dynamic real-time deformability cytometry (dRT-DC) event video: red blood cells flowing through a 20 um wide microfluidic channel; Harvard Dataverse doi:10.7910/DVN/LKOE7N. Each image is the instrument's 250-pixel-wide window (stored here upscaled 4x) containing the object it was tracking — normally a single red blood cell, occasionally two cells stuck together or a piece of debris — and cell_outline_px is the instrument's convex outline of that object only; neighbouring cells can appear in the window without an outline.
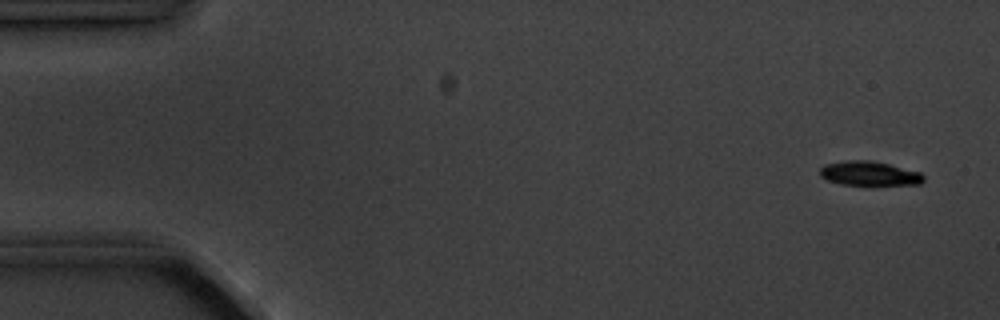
{"species": "common noctule bat (a hibernating species)", "species_latin": "Nyctalus noctula", "temperature_condition": "cold", "stored_images_in_passage": 5, "camera_frame_rate_fps": 3000, "um_per_image_px": 0.085, "animal": {"sex": "male", "body_mass_g": 20.1, "forearm_length_mm": 53.5}, "frame": {"image": 1, "passage_image": 1, "time_ms": 0.0, "image_size_px": [1000, 320], "cell_outline_px": [[924, 180], [920, 184], [840, 184], [828, 180], [820, 176], [820, 168], [824, 164], [848, 160], [868, 160], [888, 164], [920, 172], [924, 176]], "centroid_in_image_um": [73.86, 14.73], "position_along_channel_um": 11.1, "area_um2": 14.39}}